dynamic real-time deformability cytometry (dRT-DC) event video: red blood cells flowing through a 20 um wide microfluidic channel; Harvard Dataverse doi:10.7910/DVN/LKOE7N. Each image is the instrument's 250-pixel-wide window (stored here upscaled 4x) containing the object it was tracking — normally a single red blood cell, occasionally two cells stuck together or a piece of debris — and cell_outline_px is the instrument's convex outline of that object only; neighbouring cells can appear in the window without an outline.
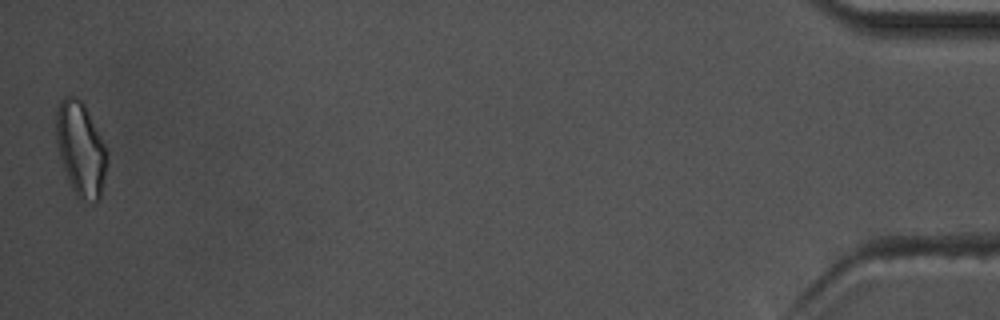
{"species": "common noctule bat (a hibernating species)", "species_latin": "Nyctalus noctula", "temperature_condition": "warm", "stored_images_in_passage": 43, "camera_frame_rate_fps": 3000, "um_per_image_px": 0.085, "animal": {"sex": "male", "body_mass_g": 17.5, "forearm_length_mm": 52.3}, "frame": {"image": 1, "passage_image": 43, "time_ms": 14.0, "image_size_px": [1000, 320], "cell_outline_px": [[104, 176], [100, 200], [96, 204], [92, 204], [80, 200], [76, 196], [68, 180], [60, 156], [56, 140], [56, 108], [60, 100], [64, 96], [76, 96], [84, 104], [104, 144]], "centroid_in_image_um": [6.82, 12.69], "position_along_channel_um": 428.4, "area_um2": 27.4}, "authors_computed_cell_mechanics": {"area_um2": 20.4612, "velocity_mm_per_s": 3.7046, "shape_relaxation_time_tau1_ms": 5.5115, "shape_relaxation_time_tau2_ms": 1.7193, "deformation_change_tau1": 0.1205, "deformation_change_tau2": 0.0805}}